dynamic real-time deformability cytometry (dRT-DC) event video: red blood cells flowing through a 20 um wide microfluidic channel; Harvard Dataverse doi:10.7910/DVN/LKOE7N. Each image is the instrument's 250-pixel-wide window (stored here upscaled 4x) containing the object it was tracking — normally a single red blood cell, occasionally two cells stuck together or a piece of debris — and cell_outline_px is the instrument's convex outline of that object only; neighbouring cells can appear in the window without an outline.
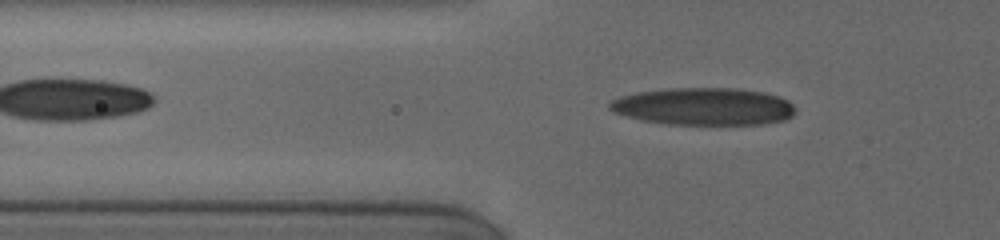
{"species": "human", "species_latin": "Homo sapiens", "temperature_condition": "cold", "stored_images_in_passage": 24, "camera_frame_rate_fps": 3000, "um_per_image_px": 0.085, "donor": {"sex": "female"}, "frame": {"image": 1, "passage_image": 10, "time_ms": 3.333, "image_size_px": [1000, 240], "cell_outline_px": [[796, 108], [792, 116], [784, 120], [764, 124], [668, 124], [644, 120], [612, 112], [608, 108], [608, 104], [612, 100], [620, 96], [640, 92], [672, 88], [728, 88], [764, 92], [780, 96], [788, 100]], "centroid_in_image_um": [59.84, 9.05], "position_along_channel_um": 66.0, "area_um2": 40.29}}
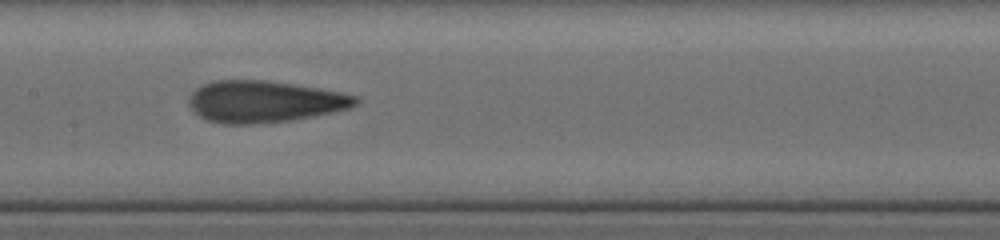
{"frame": {"image": 2, "passage_image": 18, "time_ms": 6.667, "image_size_px": [1000, 240], "cell_outline_px": [[360, 100], [356, 104], [348, 108], [332, 112], [312, 116], [288, 120], [252, 124], [224, 124], [208, 120], [200, 116], [188, 104], [192, 92], [196, 88], [204, 84], [216, 80], [264, 80], [292, 84], [340, 92], [356, 96]], "centroid_in_image_um": [22.45, 8.63], "position_along_channel_um": 185.0, "area_um2": 39.94}}
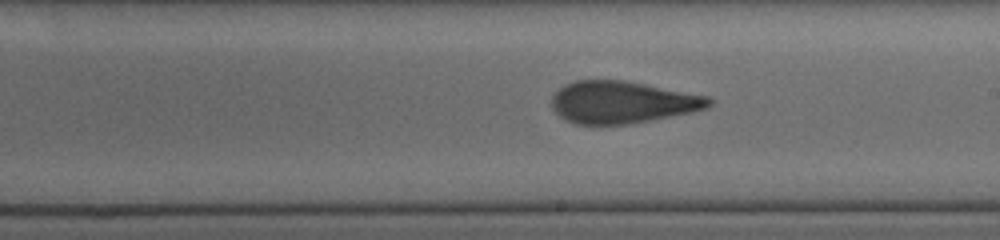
{"frame": {"image": 3, "passage_image": 22, "time_ms": 8.0, "image_size_px": [1000, 240], "cell_outline_px": [[712, 104], [708, 108], [692, 112], [628, 124], [576, 124], [560, 116], [552, 108], [552, 96], [564, 84], [576, 80], [624, 80], [708, 96], [712, 100]], "centroid_in_image_um": [52.9, 8.68], "position_along_channel_um": 236.1, "area_um2": 38.38}}